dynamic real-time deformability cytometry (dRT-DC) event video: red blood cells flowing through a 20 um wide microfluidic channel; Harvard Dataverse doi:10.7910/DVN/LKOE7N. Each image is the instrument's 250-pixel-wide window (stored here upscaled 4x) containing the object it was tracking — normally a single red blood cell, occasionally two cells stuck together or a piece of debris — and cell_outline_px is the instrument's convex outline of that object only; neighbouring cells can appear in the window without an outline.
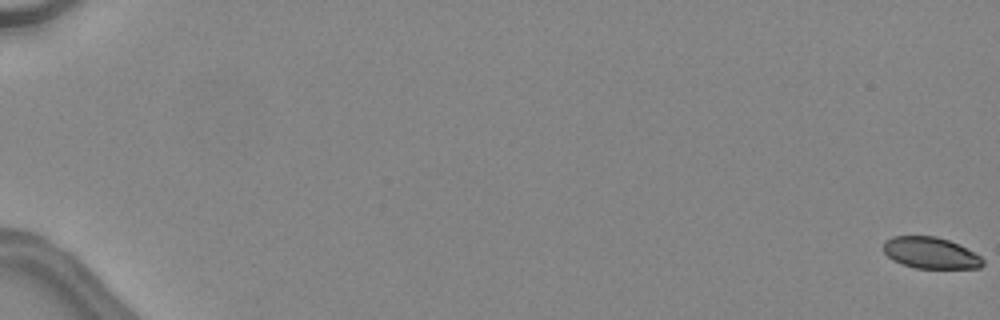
{"species": "common noctule bat (a hibernating species)", "species_latin": "Nyctalus noctula", "temperature_condition": "warm", "stored_images_in_passage": 17, "camera_frame_rate_fps": 3000, "um_per_image_px": 0.085, "animal": {"sex": "female", "body_mass_g": 24.6, "forearm_length_mm": 56.2}, "frame": {"image": 1, "passage_image": 1, "time_ms": 0.0, "image_size_px": [1000, 320], "cell_outline_px": [[984, 264], [980, 268], [916, 268], [892, 260], [884, 252], [884, 240], [892, 236], [936, 236], [948, 240], [980, 256], [984, 260]], "centroid_in_image_um": [79.07, 21.49], "position_along_channel_um": 5.9, "area_um2": 17.98}}